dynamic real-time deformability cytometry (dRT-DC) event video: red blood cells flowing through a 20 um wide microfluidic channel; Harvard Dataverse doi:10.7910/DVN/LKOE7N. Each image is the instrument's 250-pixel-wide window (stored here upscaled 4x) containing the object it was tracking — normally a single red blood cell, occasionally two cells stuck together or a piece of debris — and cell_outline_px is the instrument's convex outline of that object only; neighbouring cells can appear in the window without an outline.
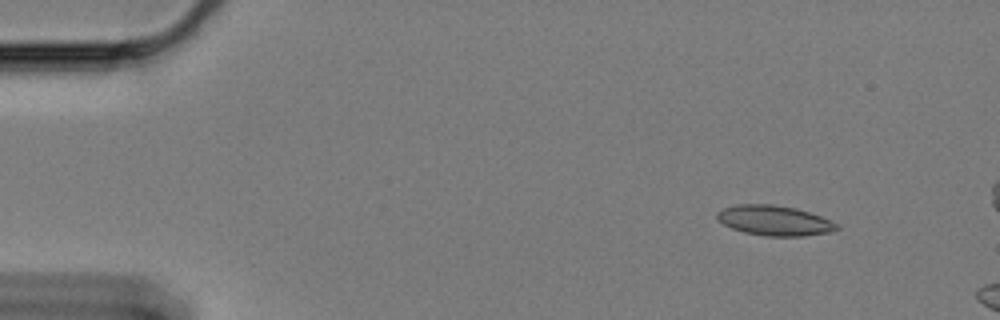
{"species": "Egyptian fruit bat (a non-hibernating species)", "species_latin": "Rousettus aegyptiacus", "temperature_condition": "cold", "stored_images_in_passage": 7, "camera_frame_rate_fps": 3000, "um_per_image_px": 0.085, "animal": {"sex": "female"}, "frame": {"image": 1, "passage_image": 1, "time_ms": 0.0, "image_size_px": [1000, 320], "cell_outline_px": [[840, 228], [828, 232], [804, 236], [764, 236], [744, 232], [732, 228], [724, 224], [716, 216], [716, 212], [724, 208], [736, 204], [772, 204], [796, 208], [820, 216], [840, 224]], "centroid_in_image_um": [65.83, 18.74], "position_along_channel_um": 19.2, "area_um2": 20.92}}